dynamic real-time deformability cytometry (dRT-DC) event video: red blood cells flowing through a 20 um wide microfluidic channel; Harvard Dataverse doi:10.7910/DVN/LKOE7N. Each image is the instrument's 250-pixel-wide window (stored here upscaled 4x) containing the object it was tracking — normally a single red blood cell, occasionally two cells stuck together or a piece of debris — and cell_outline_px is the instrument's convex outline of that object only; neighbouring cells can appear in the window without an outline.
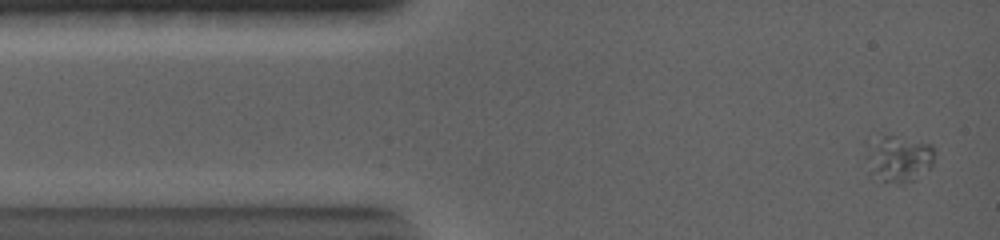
{"species": "common noctule bat (a hibernating species)", "species_latin": "Nyctalus noctula", "temperature_condition": "warm", "stored_images_in_passage": 63, "camera_frame_rate_fps": 5000, "um_per_image_px": 0.085, "animal": {"sex": "female", "body_mass_g": 19.0, "forearm_length_mm": 56.7}, "frame": {"image": 1, "passage_image": 3, "time_ms": 0.4, "image_size_px": [1000, 240], "cell_outline_px": [[936, 156], [932, 164], [928, 168], [912, 180], [904, 184], [900, 184], [884, 180], [876, 172], [864, 156], [884, 136], [892, 136], [932, 144], [936, 152]], "centroid_in_image_um": [76.54, 13.49], "position_along_channel_um": 8.5, "area_um2": 17.11}}
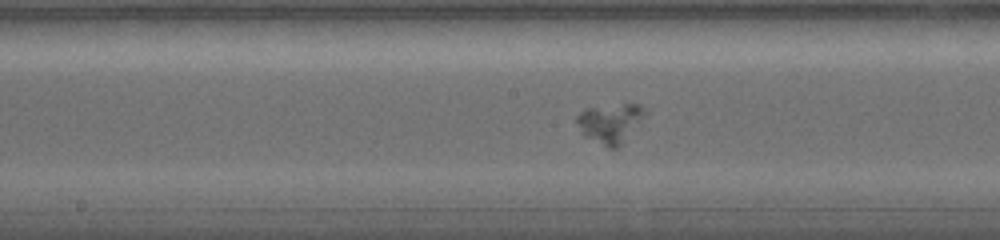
{"frame": {"image": 2, "passage_image": 30, "time_ms": 7.6, "image_size_px": [1000, 240], "cell_outline_px": [[648, 112], [624, 144], [616, 148], [608, 148], [584, 136], [576, 120], [576, 116], [580, 112], [588, 108], [624, 104], [640, 104]], "centroid_in_image_um": [51.92, 10.48], "position_along_channel_um": 196.3, "area_um2": 15.72}}
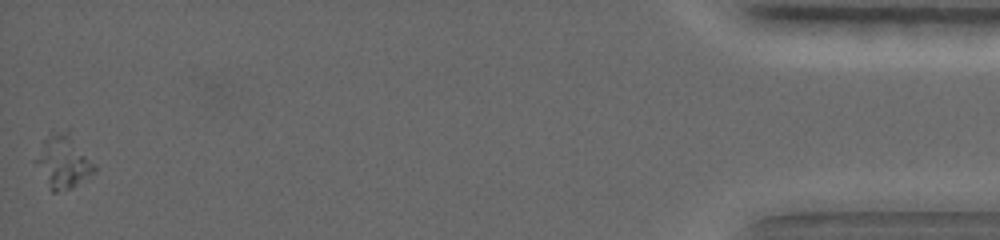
{"frame": {"image": 3, "passage_image": 63, "time_ms": 17.6, "image_size_px": [1000, 240], "cell_outline_px": [[96, 168], [92, 172], [72, 188], [56, 192], [52, 192], [32, 160], [44, 140], [68, 128]], "centroid_in_image_um": [5.32, 13.74], "position_along_channel_um": 429.9, "area_um2": 17.69}}